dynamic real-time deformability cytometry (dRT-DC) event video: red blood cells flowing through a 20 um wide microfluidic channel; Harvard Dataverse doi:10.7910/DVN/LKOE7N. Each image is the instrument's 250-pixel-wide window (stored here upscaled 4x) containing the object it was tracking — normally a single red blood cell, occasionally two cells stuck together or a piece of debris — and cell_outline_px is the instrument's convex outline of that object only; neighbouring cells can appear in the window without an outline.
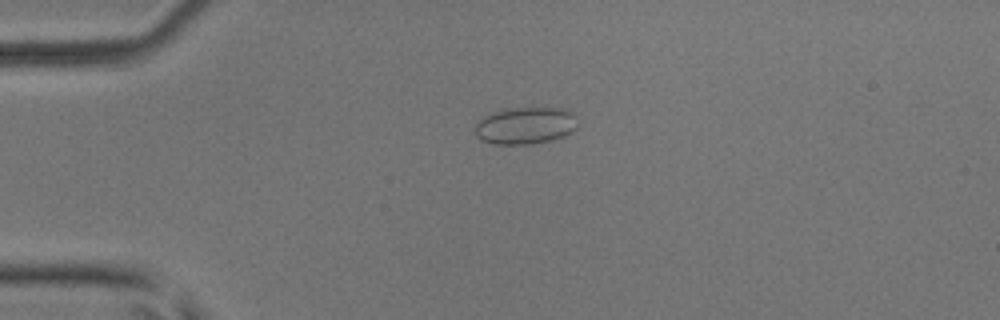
{"species": "common noctule bat (a hibernating species)", "species_latin": "Nyctalus noctula", "temperature_condition": "room temperature", "stored_images_in_passage": 48, "camera_frame_rate_fps": 3000, "um_per_image_px": 0.085, "animal": {"sex": "male", "body_mass_g": 17.9, "forearm_length_mm": 54.2}, "frame": {"image": 1, "passage_image": 8, "time_ms": 2.333, "image_size_px": [1000, 320], "cell_outline_px": [[576, 128], [572, 132], [564, 136], [552, 140], [528, 144], [492, 144], [480, 140], [476, 136], [472, 128], [484, 116], [492, 112], [504, 108], [564, 108], [572, 112], [576, 116]], "centroid_in_image_um": [44.62, 10.67], "position_along_channel_um": 40.4, "area_um2": 22.48}}
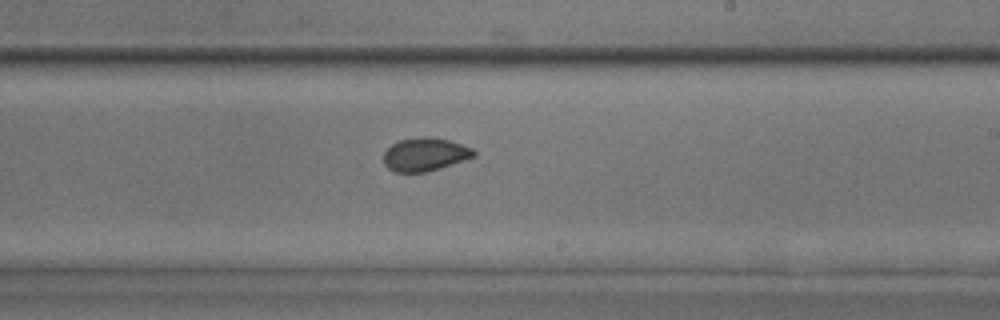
{"frame": {"image": 2, "passage_image": 27, "time_ms": 8.667, "image_size_px": [1000, 320], "cell_outline_px": [[476, 156], [440, 168], [424, 172], [396, 172], [388, 168], [384, 164], [384, 152], [392, 144], [400, 140], [448, 140], [472, 148], [476, 152]], "centroid_in_image_um": [36.12, 13.18], "position_along_channel_um": 252.9, "area_um2": 16.59}}
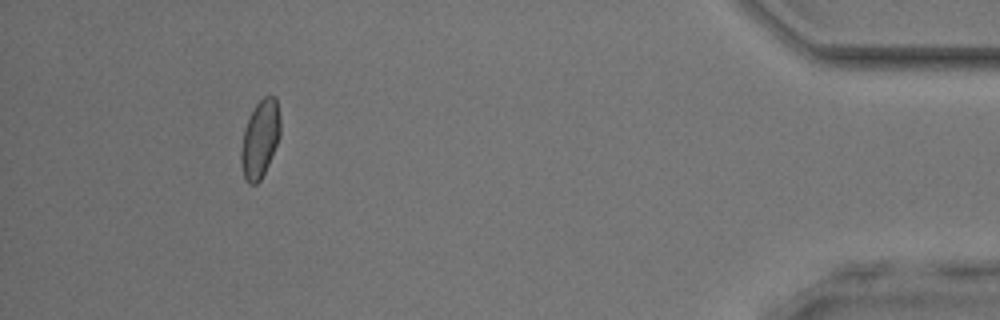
{"frame": {"image": 3, "passage_image": 44, "time_ms": 14.333, "image_size_px": [1000, 320], "cell_outline_px": [[280, 136], [268, 164], [260, 180], [256, 184], [248, 184], [244, 176], [240, 160], [240, 148], [244, 128], [256, 104], [264, 96], [276, 96], [280, 120]], "centroid_in_image_um": [22.09, 11.8], "position_along_channel_um": 413.1, "area_um2": 17.63}, "authors_computed_cell_mechanics": {"area_um2": 17.629, "velocity_mm_per_s": 3.8797, "shape_relaxation_time_tau1_ms": 4.6051, "shape_relaxation_time_tau2_ms": 1.4573, "deformation_change_tau1": 0.0812, "deformation_change_tau2": 0.0421}}